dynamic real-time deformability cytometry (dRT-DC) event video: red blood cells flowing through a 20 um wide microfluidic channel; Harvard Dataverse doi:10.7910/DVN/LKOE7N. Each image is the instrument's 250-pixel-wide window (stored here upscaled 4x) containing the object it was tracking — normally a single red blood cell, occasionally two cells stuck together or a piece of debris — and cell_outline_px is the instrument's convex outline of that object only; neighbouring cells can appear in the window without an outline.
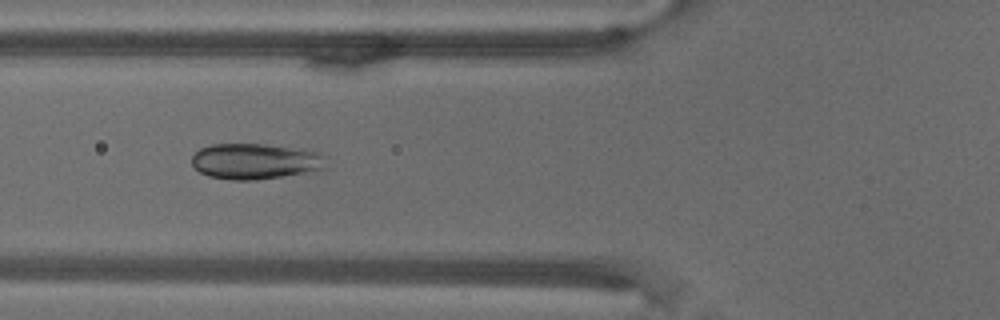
{"species": "common noctule bat (a hibernating species)", "species_latin": "Nyctalus noctula", "temperature_condition": "warm", "stored_images_in_passage": 71, "camera_frame_rate_fps": 3000, "um_per_image_px": 0.085, "animal": {"sex": "male", "body_mass_g": 18.8}, "frame": {"image": 1, "passage_image": 27, "time_ms": 8.667, "image_size_px": [1000, 320], "cell_outline_px": [[328, 156], [324, 168], [304, 172], [256, 180], [232, 180], [208, 176], [200, 172], [192, 164], [192, 156], [200, 148], [212, 144], [264, 144], [304, 148], [320, 152]], "centroid_in_image_um": [21.72, 13.69], "position_along_channel_um": 104.1, "area_um2": 28.15}}
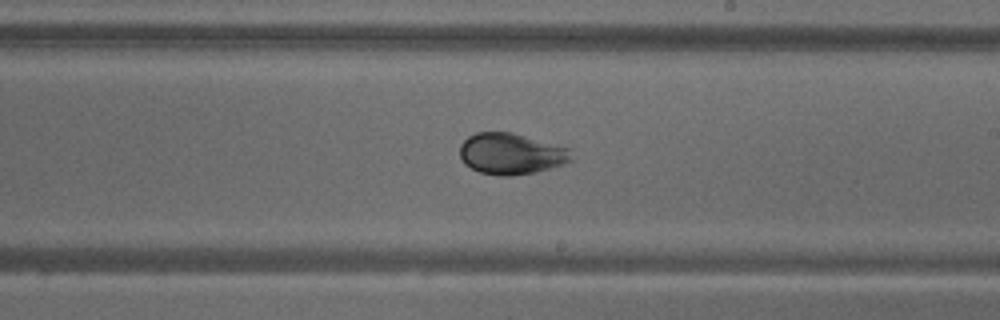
{"frame": {"image": 2, "passage_image": 42, "time_ms": 13.667, "image_size_px": [1000, 320], "cell_outline_px": [[576, 156], [572, 160], [564, 164], [536, 172], [512, 176], [500, 176], [480, 172], [464, 164], [460, 156], [460, 144], [468, 136], [476, 132], [512, 132], [572, 148]], "centroid_in_image_um": [43.5, 13.06], "position_along_channel_um": 245.5, "area_um2": 27.28}}
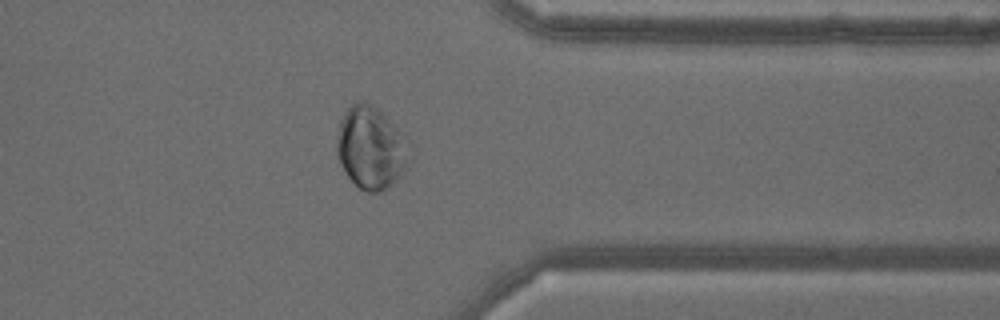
{"frame": {"image": 3, "passage_image": 57, "time_ms": 18.667, "image_size_px": [1000, 320], "cell_outline_px": [[412, 160], [408, 168], [392, 184], [380, 192], [368, 192], [360, 188], [348, 176], [336, 152], [336, 132], [340, 120], [344, 112], [352, 104], [360, 100], [364, 100], [372, 104], [400, 132]], "centroid_in_image_um": [31.51, 12.57], "position_along_channel_um": 379.9, "area_um2": 34.56}}